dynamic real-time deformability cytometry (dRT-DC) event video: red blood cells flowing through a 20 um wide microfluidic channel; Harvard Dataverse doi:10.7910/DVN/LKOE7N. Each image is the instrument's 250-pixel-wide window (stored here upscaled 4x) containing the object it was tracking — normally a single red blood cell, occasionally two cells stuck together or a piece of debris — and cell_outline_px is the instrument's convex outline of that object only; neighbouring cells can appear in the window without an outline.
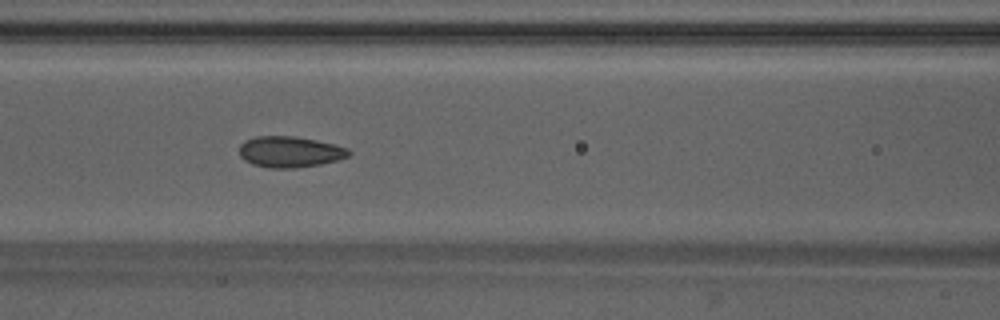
{"species": "Egyptian fruit bat (a non-hibernating species)", "species_latin": "Rousettus aegyptiacus", "temperature_condition": "warm", "stored_images_in_passage": 49, "camera_frame_rate_fps": 3000, "um_per_image_px": 0.085, "animal": {"sex": "male"}, "frame": {"image": 1, "passage_image": 21, "time_ms": 6.667, "image_size_px": [1000, 320], "cell_outline_px": [[352, 152], [348, 156], [336, 160], [320, 164], [296, 168], [268, 168], [252, 164], [244, 160], [240, 156], [240, 144], [244, 140], [256, 136], [296, 136], [316, 140], [348, 148]], "centroid_in_image_um": [24.61, 12.9], "position_along_channel_um": 142.0, "area_um2": 19.83}}
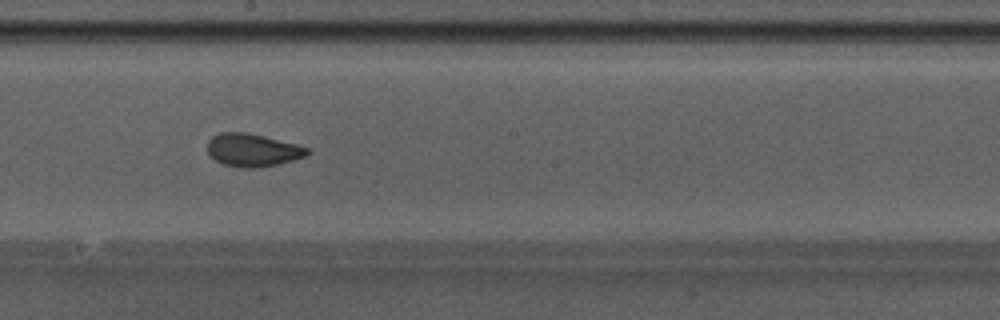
{"frame": {"image": 2, "passage_image": 27, "time_ms": 8.667, "image_size_px": [1000, 320], "cell_outline_px": [[312, 152], [308, 156], [280, 164], [260, 168], [240, 168], [224, 164], [216, 160], [208, 152], [208, 140], [212, 136], [220, 132], [248, 132], [296, 144], [308, 148]], "centroid_in_image_um": [21.52, 12.76], "position_along_channel_um": 226.7, "area_um2": 19.36}}
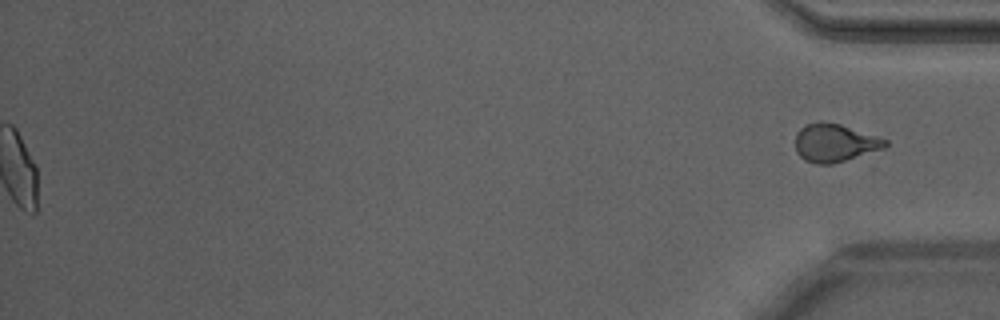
{"frame": {"image": 3, "passage_image": 49, "time_ms": 16.0, "image_size_px": [1000, 320], "cell_outline_px": [[888, 144], [884, 148], [872, 152], [832, 164], [816, 164], [804, 160], [796, 152], [796, 132], [800, 128], [808, 124], [840, 124], [888, 140]], "centroid_in_image_um": [70.95, 12.18], "position_along_channel_um": 364.2, "area_um2": 19.42}}